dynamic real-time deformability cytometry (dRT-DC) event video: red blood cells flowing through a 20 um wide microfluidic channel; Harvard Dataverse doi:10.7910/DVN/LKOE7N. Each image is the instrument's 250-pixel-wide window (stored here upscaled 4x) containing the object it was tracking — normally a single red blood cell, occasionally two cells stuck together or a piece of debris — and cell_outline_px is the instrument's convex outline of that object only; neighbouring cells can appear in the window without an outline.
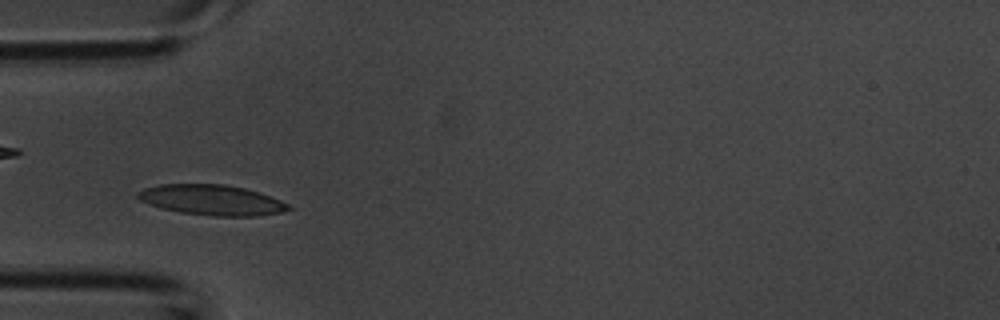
{"species": "common noctule bat (a hibernating species)", "species_latin": "Nyctalus noctula", "temperature_condition": "room temperature", "stored_images_in_passage": 36, "camera_frame_rate_fps": 3000, "um_per_image_px": 0.085, "animal": {"sex": "male", "body_mass_g": 20.1, "forearm_length_mm": 53.5}, "frame": {"image": 1, "passage_image": 6, "time_ms": 1.667, "image_size_px": [1000, 320], "cell_outline_px": [[292, 208], [284, 212], [256, 216], [212, 216], [180, 212], [160, 208], [148, 204], [140, 200], [136, 196], [136, 192], [144, 188], [160, 184], [224, 184], [244, 188], [280, 200], [288, 204]], "centroid_in_image_um": [17.96, 17.0], "position_along_channel_um": 67.0, "area_um2": 26.65}}
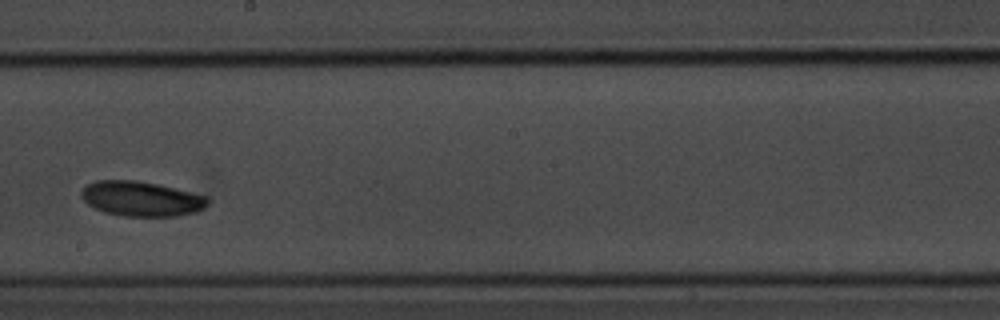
{"frame": {"image": 2, "passage_image": 17, "time_ms": 5.333, "image_size_px": [1000, 320], "cell_outline_px": [[208, 204], [204, 208], [196, 212], [176, 216], [120, 216], [104, 212], [88, 204], [80, 196], [80, 192], [88, 184], [96, 180], [136, 180], [156, 184], [208, 196]], "centroid_in_image_um": [12.01, 16.9], "position_along_channel_um": 236.2, "area_um2": 25.66}}
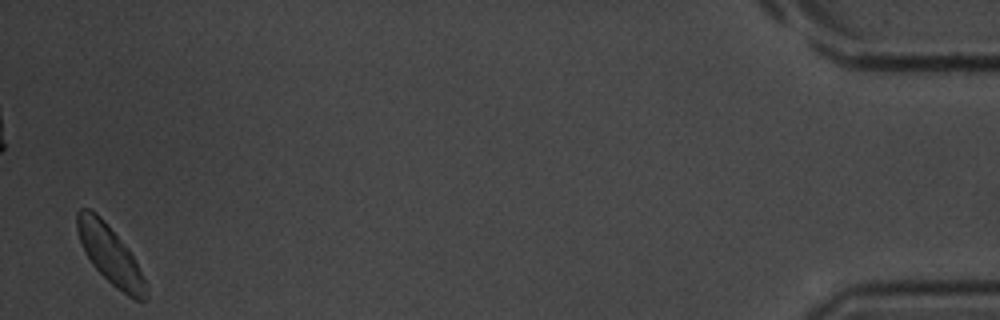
{"frame": {"image": 3, "passage_image": 35, "time_ms": 11.333, "image_size_px": [1000, 320], "cell_outline_px": [[148, 300], [136, 300], [128, 296], [116, 288], [92, 264], [84, 252], [76, 228], [76, 212], [80, 208], [88, 208], [96, 212], [104, 220], [128, 248], [148, 284]], "centroid_in_image_um": [9.37, 21.66], "position_along_channel_um": 425.8, "area_um2": 23.47}}